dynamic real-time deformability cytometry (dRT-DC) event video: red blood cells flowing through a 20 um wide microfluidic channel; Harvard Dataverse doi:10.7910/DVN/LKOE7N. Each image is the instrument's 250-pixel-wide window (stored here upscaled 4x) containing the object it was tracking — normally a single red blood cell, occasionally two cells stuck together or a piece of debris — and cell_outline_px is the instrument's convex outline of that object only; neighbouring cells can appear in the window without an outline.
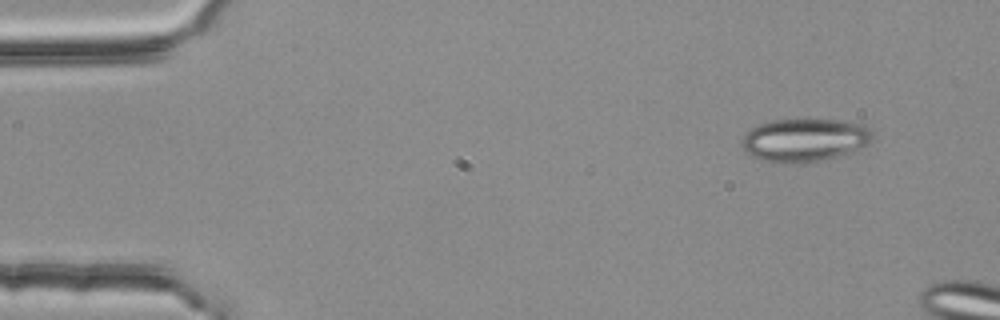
{"species": "common noctule bat (a hibernating species)", "species_latin": "Nyctalus noctula", "temperature_condition": "room temperature", "stored_images_in_passage": 4, "camera_frame_rate_fps": 3000, "um_per_image_px": 0.085, "animal": {"sex": "female", "body_mass_g": 25.1}, "frame": {"image": 1, "passage_image": 1, "time_ms": 0.0, "image_size_px": [1000, 320], "cell_outline_px": [[876, 128], [872, 140], [868, 144], [852, 152], [820, 160], [764, 160], [752, 156], [744, 152], [740, 144], [740, 140], [752, 128], [760, 124], [772, 120], [808, 116], [840, 120], [868, 124]], "centroid_in_image_um": [68.49, 11.79], "position_along_channel_um": 16.5, "area_um2": 33.35}}